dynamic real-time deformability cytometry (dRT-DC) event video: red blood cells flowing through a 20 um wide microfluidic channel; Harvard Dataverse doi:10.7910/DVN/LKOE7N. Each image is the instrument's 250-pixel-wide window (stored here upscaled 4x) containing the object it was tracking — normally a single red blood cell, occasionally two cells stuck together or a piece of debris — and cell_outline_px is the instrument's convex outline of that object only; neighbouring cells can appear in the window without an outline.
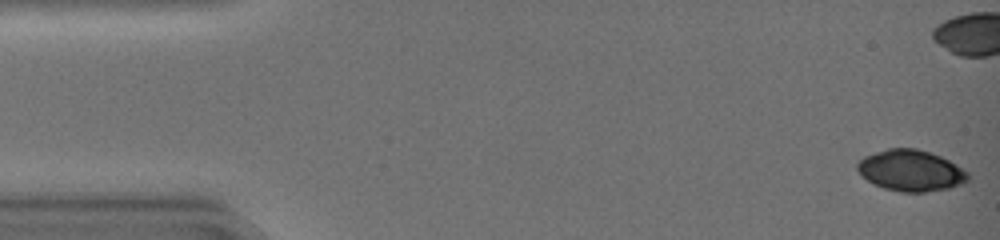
{"species": "common noctule bat (a hibernating species)", "species_latin": "Nyctalus noctula", "temperature_condition": "warm", "stored_images_in_passage": 37, "camera_frame_rate_fps": 3000, "um_per_image_px": 0.085, "animal": {"sex": "female", "body_mass_g": 19.0, "forearm_length_mm": 51.5}, "frame": {"image": 1, "passage_image": 1, "time_ms": 0.0, "image_size_px": [1000, 240], "cell_outline_px": [[968, 180], [960, 184], [948, 188], [924, 192], [900, 192], [884, 188], [860, 176], [856, 168], [856, 164], [864, 156], [888, 148], [916, 148], [940, 156], [956, 164], [968, 172]], "centroid_in_image_um": [77.39, 14.49], "position_along_channel_um": 7.6, "area_um2": 26.41}}